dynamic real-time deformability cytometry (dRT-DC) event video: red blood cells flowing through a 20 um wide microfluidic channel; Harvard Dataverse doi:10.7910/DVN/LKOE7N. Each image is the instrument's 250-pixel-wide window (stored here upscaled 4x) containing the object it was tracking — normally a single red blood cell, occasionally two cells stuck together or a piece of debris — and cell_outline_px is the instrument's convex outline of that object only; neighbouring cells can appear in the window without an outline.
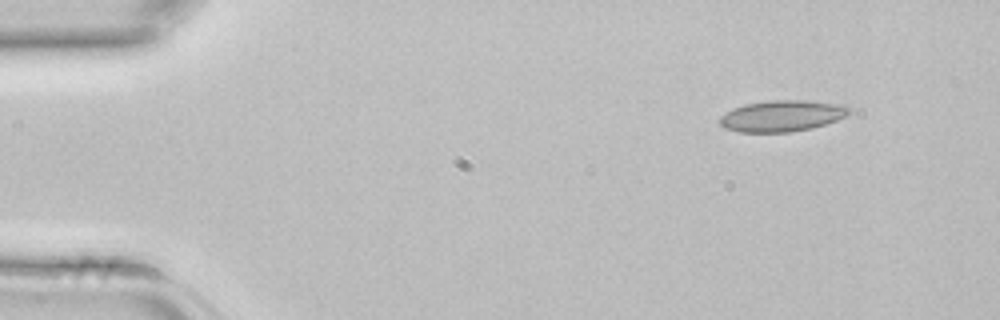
{"species": "common noctule bat (a hibernating species)", "species_latin": "Nyctalus noctula", "temperature_condition": "room temperature", "stored_images_in_passage": 3, "camera_frame_rate_fps": 3000, "um_per_image_px": 0.085, "animal": {"sex": "female", "body_mass_g": 22.7, "forearm_length_mm": 54.2}, "frame": {"image": 1, "passage_image": 1, "time_ms": 0.0, "image_size_px": [1000, 320], "cell_outline_px": [[852, 112], [848, 116], [812, 128], [788, 132], [740, 132], [724, 128], [720, 124], [720, 116], [724, 112], [732, 108], [744, 104], [768, 100], [808, 100], [844, 104], [852, 108]], "centroid_in_image_um": [66.5, 9.83], "position_along_channel_um": 18.5, "area_um2": 23.93}}